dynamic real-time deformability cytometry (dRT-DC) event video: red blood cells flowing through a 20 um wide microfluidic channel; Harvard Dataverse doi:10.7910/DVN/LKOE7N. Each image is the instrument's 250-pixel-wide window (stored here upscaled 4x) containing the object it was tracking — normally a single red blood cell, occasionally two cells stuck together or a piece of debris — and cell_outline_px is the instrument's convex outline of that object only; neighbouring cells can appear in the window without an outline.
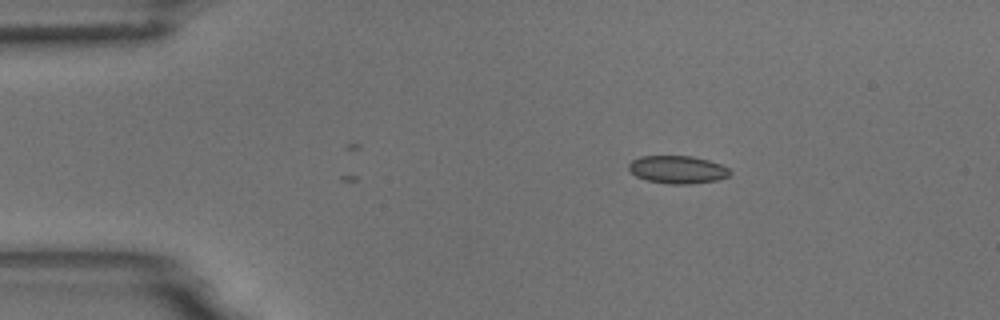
{"species": "common noctule bat (a hibernating species)", "species_latin": "Nyctalus noctula", "temperature_condition": "room temperature", "stored_images_in_passage": 2, "camera_frame_rate_fps": 3000, "um_per_image_px": 0.085, "animal": {"sex": "male", "body_mass_g": 18.8}, "frame": {"image": 1, "passage_image": 1, "time_ms": 0.0, "image_size_px": [1000, 320], "cell_outline_px": [[732, 172], [728, 176], [716, 180], [688, 184], [668, 184], [648, 180], [636, 176], [628, 168], [628, 164], [632, 160], [640, 156], [692, 156], [708, 160], [720, 164], [728, 168]], "centroid_in_image_um": [57.58, 14.41], "position_along_channel_um": 27.4, "area_um2": 16.3}}